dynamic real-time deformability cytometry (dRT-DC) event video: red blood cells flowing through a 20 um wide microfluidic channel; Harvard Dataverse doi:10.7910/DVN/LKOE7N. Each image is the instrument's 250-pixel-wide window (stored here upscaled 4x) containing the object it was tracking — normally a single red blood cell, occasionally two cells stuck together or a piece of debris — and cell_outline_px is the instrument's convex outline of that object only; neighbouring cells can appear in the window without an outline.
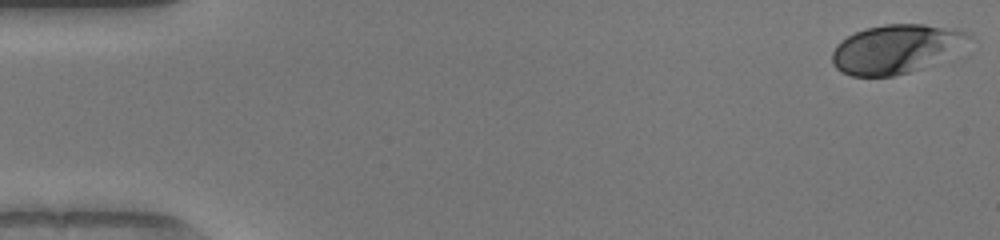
{"species": "human", "species_latin": "Homo sapiens", "temperature_condition": "warm", "stored_images_in_passage": 50, "camera_frame_rate_fps": 3000, "um_per_image_px": 0.085, "donor": {"sex": "female"}, "frame": {"image": 1, "passage_image": 1, "time_ms": 0.0, "image_size_px": [1000, 240], "cell_outline_px": [[972, 36], [956, 60], [892, 76], [852, 76], [840, 72], [832, 64], [832, 52], [836, 44], [840, 40], [856, 32], [868, 28], [884, 24], [924, 24], [956, 28], [972, 32]], "centroid_in_image_um": [76.33, 4.17], "position_along_channel_um": 8.7, "area_um2": 40.52}}
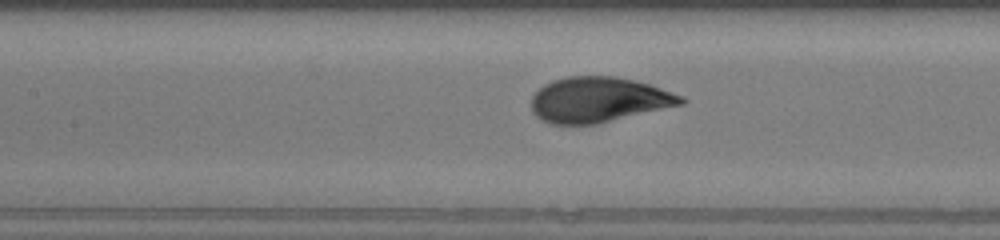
{"frame": {"image": 2, "passage_image": 23, "time_ms": 7.333, "image_size_px": [1000, 240], "cell_outline_px": [[688, 100], [684, 104], [596, 124], [552, 124], [540, 120], [532, 112], [532, 96], [544, 84], [552, 80], [564, 76], [616, 76], [652, 84], [684, 96]], "centroid_in_image_um": [50.91, 8.47], "position_along_channel_um": 156.5, "area_um2": 39.82}}
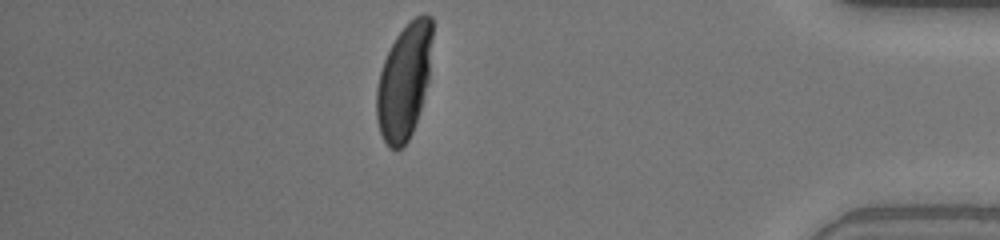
{"frame": {"image": 3, "passage_image": 44, "time_ms": 14.333, "image_size_px": [1000, 240], "cell_outline_px": [[432, 36], [428, 84], [412, 132], [408, 140], [396, 152], [388, 148], [380, 132], [376, 120], [376, 88], [380, 72], [384, 60], [396, 36], [416, 16], [424, 12], [432, 16]], "centroid_in_image_um": [34.34, 6.94], "position_along_channel_um": 400.9, "area_um2": 37.45}, "authors_computed_cell_mechanics": {"area_um2": 38.9861, "velocity_mm_per_s": 4.0817, "shape_relaxation_time_tau1_ms": 3.2518, "shape_relaxation_time_tau2_ms": null, "deformation_change_tau1": 0.1939, "deformation_change_tau2": null}}